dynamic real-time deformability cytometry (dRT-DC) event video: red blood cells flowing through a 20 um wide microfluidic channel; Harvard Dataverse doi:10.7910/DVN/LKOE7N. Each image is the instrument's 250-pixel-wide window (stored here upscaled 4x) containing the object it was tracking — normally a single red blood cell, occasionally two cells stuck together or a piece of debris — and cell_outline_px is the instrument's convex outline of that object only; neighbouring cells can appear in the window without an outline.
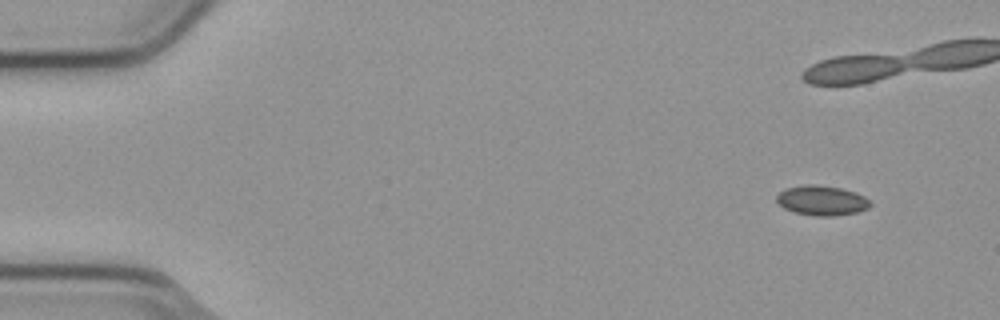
{"species": "common noctule bat (a hibernating species)", "species_latin": "Nyctalus noctula", "temperature_condition": "cold", "stored_images_in_passage": 6, "camera_frame_rate_fps": 3000, "um_per_image_px": 0.085, "animal": {"sex": "male", "body_mass_g": 23.1, "forearm_length_mm": 52.7}, "frame": {"image": 1, "passage_image": 1, "time_ms": 0.0, "image_size_px": [1000, 320], "cell_outline_px": [[872, 204], [868, 208], [856, 212], [832, 216], [816, 216], [796, 212], [784, 208], [776, 200], [776, 196], [784, 188], [804, 184], [812, 184], [840, 188], [856, 192], [864, 196]], "centroid_in_image_um": [69.84, 17.03], "position_along_channel_um": 15.2, "area_um2": 16.18}}